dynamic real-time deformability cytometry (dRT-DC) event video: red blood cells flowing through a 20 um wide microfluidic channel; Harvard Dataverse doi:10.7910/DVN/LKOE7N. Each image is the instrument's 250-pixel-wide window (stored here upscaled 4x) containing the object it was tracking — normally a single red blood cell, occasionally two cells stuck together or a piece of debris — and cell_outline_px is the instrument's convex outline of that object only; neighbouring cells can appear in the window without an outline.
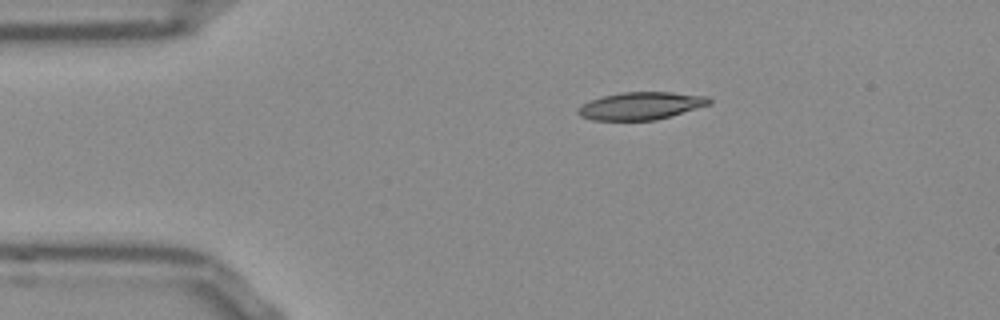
{"species": "Egyptian fruit bat (a non-hibernating species)", "species_latin": "Rousettus aegyptiacus", "temperature_condition": "room temperature", "stored_images_in_passage": 42, "camera_frame_rate_fps": 3000, "um_per_image_px": 0.085, "frame": {"image": 1, "passage_image": 1, "time_ms": 0.0, "image_size_px": [1000, 320], "cell_outline_px": [[712, 104], [672, 116], [656, 120], [592, 120], [580, 116], [576, 112], [576, 108], [580, 104], [604, 96], [620, 92], [672, 92], [708, 96], [712, 100]], "centroid_in_image_um": [54.49, 9.0], "position_along_channel_um": 30.5, "area_um2": 21.33}}
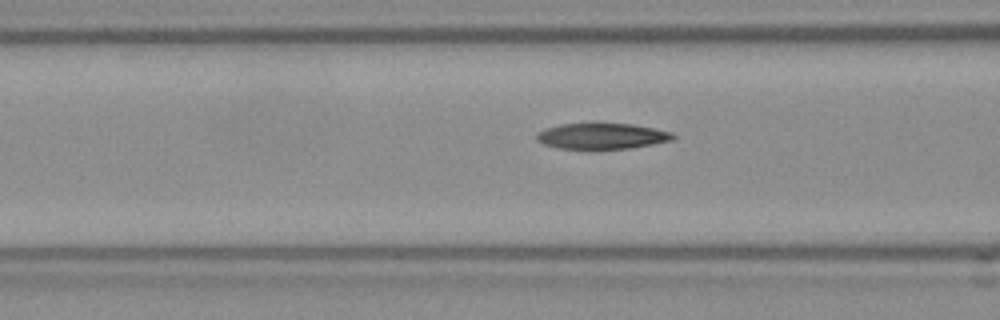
{"frame": {"image": 2, "passage_image": 11, "time_ms": 3.333, "image_size_px": [1000, 320], "cell_outline_px": [[676, 136], [672, 140], [652, 144], [628, 148], [556, 148], [544, 144], [536, 140], [536, 136], [544, 128], [560, 124], [632, 124], [672, 132]], "centroid_in_image_um": [51.15, 11.56], "position_along_channel_um": 115.5, "area_um2": 20.11}}
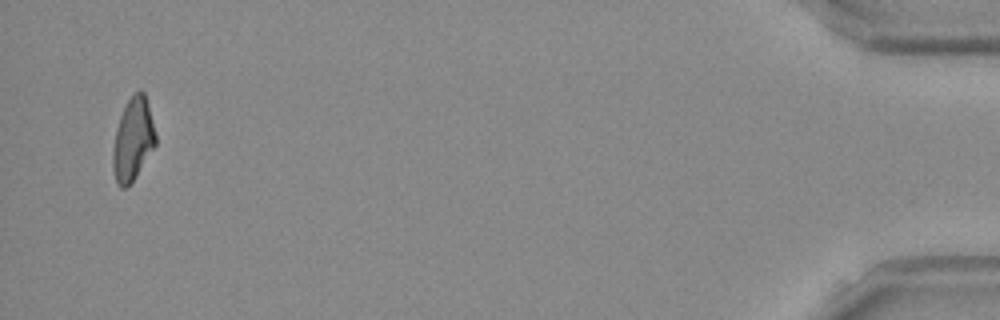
{"frame": {"image": 3, "passage_image": 42, "time_ms": 13.667, "image_size_px": [1000, 320], "cell_outline_px": [[156, 144], [136, 176], [124, 188], [120, 188], [116, 184], [112, 168], [112, 152], [116, 128], [120, 116], [128, 100], [140, 88], [144, 92], [148, 104], [156, 136]], "centroid_in_image_um": [11.28, 11.86], "position_along_channel_um": 423.9, "area_um2": 20.46}, "authors_computed_cell_mechanics": {"area_um2": 20.9236, "velocity_mm_per_s": 3.8558, "shape_relaxation_time_tau1_ms": null, "shape_relaxation_time_tau2_ms": 3.0755, "deformation_change_tau1": null, "deformation_change_tau2": 0.1051}}